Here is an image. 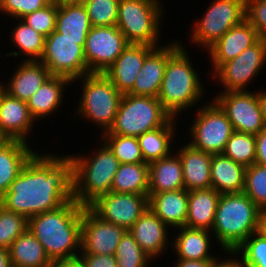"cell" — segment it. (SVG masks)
<instances>
[{"instance_id":"cell-1","label":"cell","mask_w":266,"mask_h":267,"mask_svg":"<svg viewBox=\"0 0 266 267\" xmlns=\"http://www.w3.org/2000/svg\"><path fill=\"white\" fill-rule=\"evenodd\" d=\"M41 153V154H40ZM74 199L73 159L37 151L11 183L0 204L29 219Z\"/></svg>"},{"instance_id":"cell-2","label":"cell","mask_w":266,"mask_h":267,"mask_svg":"<svg viewBox=\"0 0 266 267\" xmlns=\"http://www.w3.org/2000/svg\"><path fill=\"white\" fill-rule=\"evenodd\" d=\"M83 206L74 199L60 208L28 219V229L54 262L78 260L81 252Z\"/></svg>"},{"instance_id":"cell-3","label":"cell","mask_w":266,"mask_h":267,"mask_svg":"<svg viewBox=\"0 0 266 267\" xmlns=\"http://www.w3.org/2000/svg\"><path fill=\"white\" fill-rule=\"evenodd\" d=\"M182 45L169 57L157 99L173 117L201 103L206 94L201 75L190 61L187 47ZM204 86V87H203ZM188 108V109H187ZM178 114V115H177Z\"/></svg>"},{"instance_id":"cell-4","label":"cell","mask_w":266,"mask_h":267,"mask_svg":"<svg viewBox=\"0 0 266 267\" xmlns=\"http://www.w3.org/2000/svg\"><path fill=\"white\" fill-rule=\"evenodd\" d=\"M260 208L244 193L221 194L212 233L221 252L233 253L252 233L258 231Z\"/></svg>"},{"instance_id":"cell-5","label":"cell","mask_w":266,"mask_h":267,"mask_svg":"<svg viewBox=\"0 0 266 267\" xmlns=\"http://www.w3.org/2000/svg\"><path fill=\"white\" fill-rule=\"evenodd\" d=\"M99 147L87 155H70L73 159L74 200L89 207L100 196L111 192L114 176L120 165L110 149L98 139Z\"/></svg>"},{"instance_id":"cell-6","label":"cell","mask_w":266,"mask_h":267,"mask_svg":"<svg viewBox=\"0 0 266 267\" xmlns=\"http://www.w3.org/2000/svg\"><path fill=\"white\" fill-rule=\"evenodd\" d=\"M80 81L81 94L76 106V117L87 119L104 132L112 127L118 111L122 93L112 84L103 73H89L76 78L72 84Z\"/></svg>"},{"instance_id":"cell-7","label":"cell","mask_w":266,"mask_h":267,"mask_svg":"<svg viewBox=\"0 0 266 267\" xmlns=\"http://www.w3.org/2000/svg\"><path fill=\"white\" fill-rule=\"evenodd\" d=\"M161 0H120L116 26L129 43L158 47L162 43Z\"/></svg>"},{"instance_id":"cell-8","label":"cell","mask_w":266,"mask_h":267,"mask_svg":"<svg viewBox=\"0 0 266 267\" xmlns=\"http://www.w3.org/2000/svg\"><path fill=\"white\" fill-rule=\"evenodd\" d=\"M171 118L157 98L125 93L112 127L103 134L138 137L165 125Z\"/></svg>"},{"instance_id":"cell-9","label":"cell","mask_w":266,"mask_h":267,"mask_svg":"<svg viewBox=\"0 0 266 267\" xmlns=\"http://www.w3.org/2000/svg\"><path fill=\"white\" fill-rule=\"evenodd\" d=\"M204 104V105H203ZM195 111V118L187 128L190 134L189 144L198 150L210 154H222L224 148L233 134L234 129L227 114L211 98V101L202 103Z\"/></svg>"},{"instance_id":"cell-10","label":"cell","mask_w":266,"mask_h":267,"mask_svg":"<svg viewBox=\"0 0 266 267\" xmlns=\"http://www.w3.org/2000/svg\"><path fill=\"white\" fill-rule=\"evenodd\" d=\"M245 19V0H213L197 18L190 31V41L207 51L230 28ZM201 46V47H200Z\"/></svg>"},{"instance_id":"cell-11","label":"cell","mask_w":266,"mask_h":267,"mask_svg":"<svg viewBox=\"0 0 266 267\" xmlns=\"http://www.w3.org/2000/svg\"><path fill=\"white\" fill-rule=\"evenodd\" d=\"M86 40H70L56 30L45 38L44 51L39 60L51 75L64 76L73 81L89 74L85 54Z\"/></svg>"},{"instance_id":"cell-12","label":"cell","mask_w":266,"mask_h":267,"mask_svg":"<svg viewBox=\"0 0 266 267\" xmlns=\"http://www.w3.org/2000/svg\"><path fill=\"white\" fill-rule=\"evenodd\" d=\"M266 66V41L259 39L237 57L222 64L212 75L223 91L249 90L248 84L256 81L257 75ZM248 86V87H247ZM224 87V88H223Z\"/></svg>"},{"instance_id":"cell-13","label":"cell","mask_w":266,"mask_h":267,"mask_svg":"<svg viewBox=\"0 0 266 267\" xmlns=\"http://www.w3.org/2000/svg\"><path fill=\"white\" fill-rule=\"evenodd\" d=\"M212 99L227 114L234 131L257 135L266 126L258 100V89L219 92Z\"/></svg>"},{"instance_id":"cell-14","label":"cell","mask_w":266,"mask_h":267,"mask_svg":"<svg viewBox=\"0 0 266 267\" xmlns=\"http://www.w3.org/2000/svg\"><path fill=\"white\" fill-rule=\"evenodd\" d=\"M129 42L115 26L92 27L84 47L90 73H104L128 46Z\"/></svg>"},{"instance_id":"cell-15","label":"cell","mask_w":266,"mask_h":267,"mask_svg":"<svg viewBox=\"0 0 266 267\" xmlns=\"http://www.w3.org/2000/svg\"><path fill=\"white\" fill-rule=\"evenodd\" d=\"M126 231L103 220L90 207H83L80 254L114 255Z\"/></svg>"},{"instance_id":"cell-16","label":"cell","mask_w":266,"mask_h":267,"mask_svg":"<svg viewBox=\"0 0 266 267\" xmlns=\"http://www.w3.org/2000/svg\"><path fill=\"white\" fill-rule=\"evenodd\" d=\"M89 207L103 220L129 230L148 208V197L111 191Z\"/></svg>"},{"instance_id":"cell-17","label":"cell","mask_w":266,"mask_h":267,"mask_svg":"<svg viewBox=\"0 0 266 267\" xmlns=\"http://www.w3.org/2000/svg\"><path fill=\"white\" fill-rule=\"evenodd\" d=\"M155 47L145 58L130 95L157 98L164 77L167 60L182 45L180 39Z\"/></svg>"},{"instance_id":"cell-18","label":"cell","mask_w":266,"mask_h":267,"mask_svg":"<svg viewBox=\"0 0 266 267\" xmlns=\"http://www.w3.org/2000/svg\"><path fill=\"white\" fill-rule=\"evenodd\" d=\"M259 35L253 26L246 20H242L238 25L230 28L216 43L208 50L207 54L212 73L224 63L237 57L248 47L259 40ZM209 51V52H208Z\"/></svg>"},{"instance_id":"cell-19","label":"cell","mask_w":266,"mask_h":267,"mask_svg":"<svg viewBox=\"0 0 266 267\" xmlns=\"http://www.w3.org/2000/svg\"><path fill=\"white\" fill-rule=\"evenodd\" d=\"M155 47L147 44L129 43L115 62L104 71V75L122 94L128 93L134 86L136 77L142 68L146 56Z\"/></svg>"},{"instance_id":"cell-20","label":"cell","mask_w":266,"mask_h":267,"mask_svg":"<svg viewBox=\"0 0 266 267\" xmlns=\"http://www.w3.org/2000/svg\"><path fill=\"white\" fill-rule=\"evenodd\" d=\"M129 232L142 250L154 261L164 255L167 247L171 248L169 227L149 207L129 229Z\"/></svg>"},{"instance_id":"cell-21","label":"cell","mask_w":266,"mask_h":267,"mask_svg":"<svg viewBox=\"0 0 266 267\" xmlns=\"http://www.w3.org/2000/svg\"><path fill=\"white\" fill-rule=\"evenodd\" d=\"M35 122L29 112L27 102L14 98L7 92L2 94L0 129L8 139L29 143L28 136L32 133Z\"/></svg>"},{"instance_id":"cell-22","label":"cell","mask_w":266,"mask_h":267,"mask_svg":"<svg viewBox=\"0 0 266 267\" xmlns=\"http://www.w3.org/2000/svg\"><path fill=\"white\" fill-rule=\"evenodd\" d=\"M175 146L177 150L174 151L182 163L184 189L191 191L211 188L212 154L195 149L187 142L183 146Z\"/></svg>"},{"instance_id":"cell-23","label":"cell","mask_w":266,"mask_h":267,"mask_svg":"<svg viewBox=\"0 0 266 267\" xmlns=\"http://www.w3.org/2000/svg\"><path fill=\"white\" fill-rule=\"evenodd\" d=\"M171 239V248L178 259L186 260H219L211 252V243L214 238L211 231L189 228L186 226L176 228ZM212 237V238H211ZM173 240V241H172ZM212 254V255H211ZM215 255V256H214Z\"/></svg>"},{"instance_id":"cell-24","label":"cell","mask_w":266,"mask_h":267,"mask_svg":"<svg viewBox=\"0 0 266 267\" xmlns=\"http://www.w3.org/2000/svg\"><path fill=\"white\" fill-rule=\"evenodd\" d=\"M8 81H3L5 92L21 101L27 102L42 84L51 76L40 61L22 60ZM10 79V80H9ZM7 83V84H6Z\"/></svg>"},{"instance_id":"cell-25","label":"cell","mask_w":266,"mask_h":267,"mask_svg":"<svg viewBox=\"0 0 266 267\" xmlns=\"http://www.w3.org/2000/svg\"><path fill=\"white\" fill-rule=\"evenodd\" d=\"M72 81L64 76L51 75L42 86L27 101V106L32 118L37 121H43L45 117L59 111L64 103V91L69 88Z\"/></svg>"},{"instance_id":"cell-26","label":"cell","mask_w":266,"mask_h":267,"mask_svg":"<svg viewBox=\"0 0 266 267\" xmlns=\"http://www.w3.org/2000/svg\"><path fill=\"white\" fill-rule=\"evenodd\" d=\"M148 207L172 231L186 224L188 215V191L178 189L161 193H149Z\"/></svg>"},{"instance_id":"cell-27","label":"cell","mask_w":266,"mask_h":267,"mask_svg":"<svg viewBox=\"0 0 266 267\" xmlns=\"http://www.w3.org/2000/svg\"><path fill=\"white\" fill-rule=\"evenodd\" d=\"M26 143L8 139L0 146V200L9 190L11 183L18 177L22 168L37 152Z\"/></svg>"},{"instance_id":"cell-28","label":"cell","mask_w":266,"mask_h":267,"mask_svg":"<svg viewBox=\"0 0 266 267\" xmlns=\"http://www.w3.org/2000/svg\"><path fill=\"white\" fill-rule=\"evenodd\" d=\"M149 193H161L184 188L182 163L173 152L149 164Z\"/></svg>"},{"instance_id":"cell-29","label":"cell","mask_w":266,"mask_h":267,"mask_svg":"<svg viewBox=\"0 0 266 267\" xmlns=\"http://www.w3.org/2000/svg\"><path fill=\"white\" fill-rule=\"evenodd\" d=\"M221 193L213 188L188 191L186 227L212 231Z\"/></svg>"},{"instance_id":"cell-30","label":"cell","mask_w":266,"mask_h":267,"mask_svg":"<svg viewBox=\"0 0 266 267\" xmlns=\"http://www.w3.org/2000/svg\"><path fill=\"white\" fill-rule=\"evenodd\" d=\"M246 168L224 156L212 154L211 188L221 194L243 192Z\"/></svg>"},{"instance_id":"cell-31","label":"cell","mask_w":266,"mask_h":267,"mask_svg":"<svg viewBox=\"0 0 266 267\" xmlns=\"http://www.w3.org/2000/svg\"><path fill=\"white\" fill-rule=\"evenodd\" d=\"M177 118H171L165 125L145 132L144 134L137 137L138 144L142 153V157L145 163L150 164L151 162L157 161L163 157L170 155L175 148V138L177 127ZM174 141V142H173Z\"/></svg>"},{"instance_id":"cell-32","label":"cell","mask_w":266,"mask_h":267,"mask_svg":"<svg viewBox=\"0 0 266 267\" xmlns=\"http://www.w3.org/2000/svg\"><path fill=\"white\" fill-rule=\"evenodd\" d=\"M13 267H53L43 245L27 229L9 247Z\"/></svg>"},{"instance_id":"cell-33","label":"cell","mask_w":266,"mask_h":267,"mask_svg":"<svg viewBox=\"0 0 266 267\" xmlns=\"http://www.w3.org/2000/svg\"><path fill=\"white\" fill-rule=\"evenodd\" d=\"M92 28L84 4L58 5L56 31L70 40H86Z\"/></svg>"},{"instance_id":"cell-34","label":"cell","mask_w":266,"mask_h":267,"mask_svg":"<svg viewBox=\"0 0 266 267\" xmlns=\"http://www.w3.org/2000/svg\"><path fill=\"white\" fill-rule=\"evenodd\" d=\"M149 164H120L112 183V192L146 195L149 198Z\"/></svg>"},{"instance_id":"cell-35","label":"cell","mask_w":266,"mask_h":267,"mask_svg":"<svg viewBox=\"0 0 266 267\" xmlns=\"http://www.w3.org/2000/svg\"><path fill=\"white\" fill-rule=\"evenodd\" d=\"M18 21L11 28V34L9 35L11 39H9L14 47L19 50L9 51L7 54L8 57H20L22 55V60L26 61H39L42 57L45 45V36L36 32L30 26L25 24L21 19H17ZM19 22V23H18ZM18 23V24H17ZM26 59H25V57Z\"/></svg>"},{"instance_id":"cell-36","label":"cell","mask_w":266,"mask_h":267,"mask_svg":"<svg viewBox=\"0 0 266 267\" xmlns=\"http://www.w3.org/2000/svg\"><path fill=\"white\" fill-rule=\"evenodd\" d=\"M222 154L245 168L256 162V138L253 134L234 131Z\"/></svg>"},{"instance_id":"cell-37","label":"cell","mask_w":266,"mask_h":267,"mask_svg":"<svg viewBox=\"0 0 266 267\" xmlns=\"http://www.w3.org/2000/svg\"><path fill=\"white\" fill-rule=\"evenodd\" d=\"M101 140L116 156L120 164L143 163L144 159L137 137L116 134H100Z\"/></svg>"},{"instance_id":"cell-38","label":"cell","mask_w":266,"mask_h":267,"mask_svg":"<svg viewBox=\"0 0 266 267\" xmlns=\"http://www.w3.org/2000/svg\"><path fill=\"white\" fill-rule=\"evenodd\" d=\"M114 256L117 267H148L153 263V259L142 250L129 230L122 236Z\"/></svg>"},{"instance_id":"cell-39","label":"cell","mask_w":266,"mask_h":267,"mask_svg":"<svg viewBox=\"0 0 266 267\" xmlns=\"http://www.w3.org/2000/svg\"><path fill=\"white\" fill-rule=\"evenodd\" d=\"M233 254L244 267H266V237L252 233Z\"/></svg>"},{"instance_id":"cell-40","label":"cell","mask_w":266,"mask_h":267,"mask_svg":"<svg viewBox=\"0 0 266 267\" xmlns=\"http://www.w3.org/2000/svg\"><path fill=\"white\" fill-rule=\"evenodd\" d=\"M28 229V219L8 211L0 204V248L9 249L13 241Z\"/></svg>"},{"instance_id":"cell-41","label":"cell","mask_w":266,"mask_h":267,"mask_svg":"<svg viewBox=\"0 0 266 267\" xmlns=\"http://www.w3.org/2000/svg\"><path fill=\"white\" fill-rule=\"evenodd\" d=\"M120 0H85L92 27L115 26Z\"/></svg>"},{"instance_id":"cell-42","label":"cell","mask_w":266,"mask_h":267,"mask_svg":"<svg viewBox=\"0 0 266 267\" xmlns=\"http://www.w3.org/2000/svg\"><path fill=\"white\" fill-rule=\"evenodd\" d=\"M243 192L260 209L266 208V166L255 163L246 168Z\"/></svg>"},{"instance_id":"cell-43","label":"cell","mask_w":266,"mask_h":267,"mask_svg":"<svg viewBox=\"0 0 266 267\" xmlns=\"http://www.w3.org/2000/svg\"><path fill=\"white\" fill-rule=\"evenodd\" d=\"M57 12L58 4L49 3L44 8L25 15L21 20L36 32L47 37L56 30Z\"/></svg>"},{"instance_id":"cell-44","label":"cell","mask_w":266,"mask_h":267,"mask_svg":"<svg viewBox=\"0 0 266 267\" xmlns=\"http://www.w3.org/2000/svg\"><path fill=\"white\" fill-rule=\"evenodd\" d=\"M50 2L47 0H0V12L11 19H21L25 15L40 10Z\"/></svg>"},{"instance_id":"cell-45","label":"cell","mask_w":266,"mask_h":267,"mask_svg":"<svg viewBox=\"0 0 266 267\" xmlns=\"http://www.w3.org/2000/svg\"><path fill=\"white\" fill-rule=\"evenodd\" d=\"M245 19L257 31L259 38L266 41V2L245 0Z\"/></svg>"},{"instance_id":"cell-46","label":"cell","mask_w":266,"mask_h":267,"mask_svg":"<svg viewBox=\"0 0 266 267\" xmlns=\"http://www.w3.org/2000/svg\"><path fill=\"white\" fill-rule=\"evenodd\" d=\"M78 260L84 267H117L114 255L79 254Z\"/></svg>"},{"instance_id":"cell-47","label":"cell","mask_w":266,"mask_h":267,"mask_svg":"<svg viewBox=\"0 0 266 267\" xmlns=\"http://www.w3.org/2000/svg\"><path fill=\"white\" fill-rule=\"evenodd\" d=\"M256 138V162L259 165L266 166V127L261 130Z\"/></svg>"},{"instance_id":"cell-48","label":"cell","mask_w":266,"mask_h":267,"mask_svg":"<svg viewBox=\"0 0 266 267\" xmlns=\"http://www.w3.org/2000/svg\"><path fill=\"white\" fill-rule=\"evenodd\" d=\"M174 267H212V265L218 260H186V259H177Z\"/></svg>"},{"instance_id":"cell-49","label":"cell","mask_w":266,"mask_h":267,"mask_svg":"<svg viewBox=\"0 0 266 267\" xmlns=\"http://www.w3.org/2000/svg\"><path fill=\"white\" fill-rule=\"evenodd\" d=\"M229 256H226L225 258H222V256H220V259L216 261L212 265V267H244L242 263L240 262V260L238 258L236 259V255H234L233 253H230Z\"/></svg>"},{"instance_id":"cell-50","label":"cell","mask_w":266,"mask_h":267,"mask_svg":"<svg viewBox=\"0 0 266 267\" xmlns=\"http://www.w3.org/2000/svg\"><path fill=\"white\" fill-rule=\"evenodd\" d=\"M0 267H13L10 259L9 249L0 248Z\"/></svg>"},{"instance_id":"cell-51","label":"cell","mask_w":266,"mask_h":267,"mask_svg":"<svg viewBox=\"0 0 266 267\" xmlns=\"http://www.w3.org/2000/svg\"><path fill=\"white\" fill-rule=\"evenodd\" d=\"M258 232L266 237V208L260 209L259 221H258Z\"/></svg>"},{"instance_id":"cell-52","label":"cell","mask_w":266,"mask_h":267,"mask_svg":"<svg viewBox=\"0 0 266 267\" xmlns=\"http://www.w3.org/2000/svg\"><path fill=\"white\" fill-rule=\"evenodd\" d=\"M258 100L263 114L264 123L266 126V90H258Z\"/></svg>"},{"instance_id":"cell-53","label":"cell","mask_w":266,"mask_h":267,"mask_svg":"<svg viewBox=\"0 0 266 267\" xmlns=\"http://www.w3.org/2000/svg\"><path fill=\"white\" fill-rule=\"evenodd\" d=\"M53 267H84L79 260L54 262Z\"/></svg>"},{"instance_id":"cell-54","label":"cell","mask_w":266,"mask_h":267,"mask_svg":"<svg viewBox=\"0 0 266 267\" xmlns=\"http://www.w3.org/2000/svg\"><path fill=\"white\" fill-rule=\"evenodd\" d=\"M85 0H58V5L84 4Z\"/></svg>"},{"instance_id":"cell-55","label":"cell","mask_w":266,"mask_h":267,"mask_svg":"<svg viewBox=\"0 0 266 267\" xmlns=\"http://www.w3.org/2000/svg\"><path fill=\"white\" fill-rule=\"evenodd\" d=\"M7 140H8V138L2 133V131L0 129V146L2 144H4Z\"/></svg>"},{"instance_id":"cell-56","label":"cell","mask_w":266,"mask_h":267,"mask_svg":"<svg viewBox=\"0 0 266 267\" xmlns=\"http://www.w3.org/2000/svg\"><path fill=\"white\" fill-rule=\"evenodd\" d=\"M4 92H5L4 85H3L2 81H0V102H1L2 94Z\"/></svg>"},{"instance_id":"cell-57","label":"cell","mask_w":266,"mask_h":267,"mask_svg":"<svg viewBox=\"0 0 266 267\" xmlns=\"http://www.w3.org/2000/svg\"><path fill=\"white\" fill-rule=\"evenodd\" d=\"M48 2H50V3H56V4H58V0H47Z\"/></svg>"}]
</instances>
